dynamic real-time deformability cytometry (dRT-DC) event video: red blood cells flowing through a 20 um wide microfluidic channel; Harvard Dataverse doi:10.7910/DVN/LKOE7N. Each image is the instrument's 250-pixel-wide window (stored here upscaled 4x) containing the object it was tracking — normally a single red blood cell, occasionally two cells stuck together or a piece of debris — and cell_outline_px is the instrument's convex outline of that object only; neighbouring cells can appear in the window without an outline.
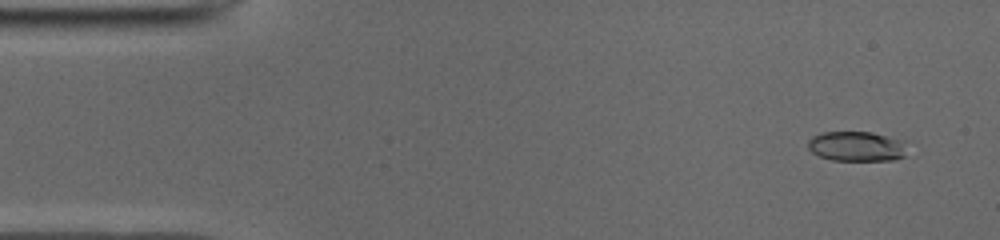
{"species": "common noctule bat (a hibernating species)", "species_latin": "Nyctalus noctula", "temperature_condition": "cold", "stored_images_in_passage": 49, "camera_frame_rate_fps": 3000, "um_per_image_px": 0.085, "animal": {"sex": "male", "body_mass_g": 19.0, "forearm_length_mm": 50.8}, "frame": {"image": 1, "passage_image": 2, "time_ms": 0.333, "image_size_px": [1000, 240], "cell_outline_px": [[904, 156], [896, 160], [832, 160], [820, 156], [812, 152], [808, 148], [808, 140], [812, 136], [820, 132], [872, 132], [904, 140]], "centroid_in_image_um": [72.79, 12.43], "position_along_channel_um": 12.2, "area_um2": 17.28}}
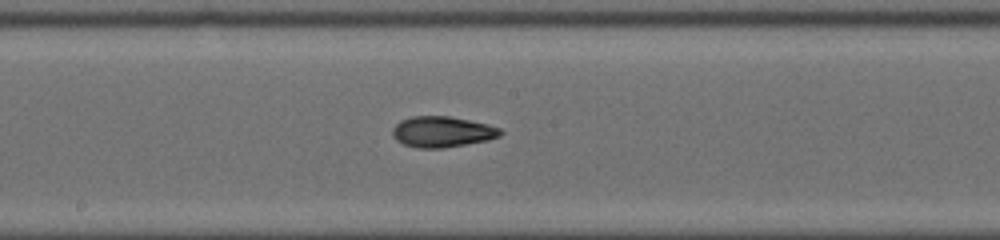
{"frame": {"image": 2, "passage_image": 25, "time_ms": 8.0, "image_size_px": [1000, 240], "cell_outline_px": [[504, 132], [500, 136], [488, 140], [444, 148], [420, 148], [404, 144], [396, 140], [392, 136], [392, 128], [400, 120], [412, 116], [448, 116], [488, 124], [500, 128]], "centroid_in_image_um": [37.58, 11.2], "position_along_channel_um": 210.6, "area_um2": 19.42}}
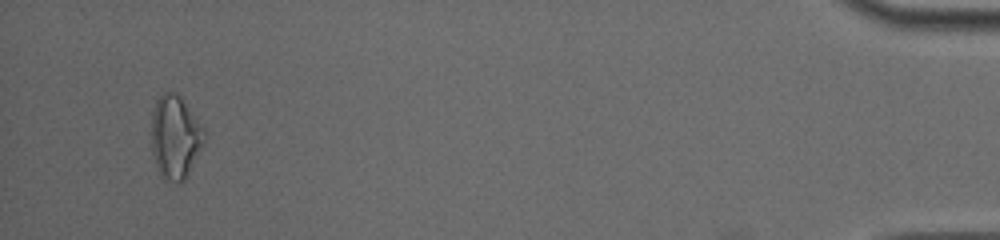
{"frame": {"image": 3, "passage_image": 47, "time_ms": 15.333, "image_size_px": [1000, 240], "cell_outline_px": [[204, 136], [188, 172], [184, 180], [176, 184], [160, 176], [156, 168], [152, 152], [152, 108], [156, 100], [164, 92], [172, 92], [180, 96], [204, 128]], "centroid_in_image_um": [14.83, 11.64], "position_along_channel_um": 420.4, "area_um2": 25.09}, "authors_computed_cell_mechanics": {"area_um2": 18.9006, "velocity_mm_per_s": 3.9643, "shape_relaxation_time_tau1_ms": 4.5525, "shape_relaxation_time_tau2_ms": 2.634, "deformation_change_tau1": 0.1733, "deformation_change_tau2": 0.0914}}